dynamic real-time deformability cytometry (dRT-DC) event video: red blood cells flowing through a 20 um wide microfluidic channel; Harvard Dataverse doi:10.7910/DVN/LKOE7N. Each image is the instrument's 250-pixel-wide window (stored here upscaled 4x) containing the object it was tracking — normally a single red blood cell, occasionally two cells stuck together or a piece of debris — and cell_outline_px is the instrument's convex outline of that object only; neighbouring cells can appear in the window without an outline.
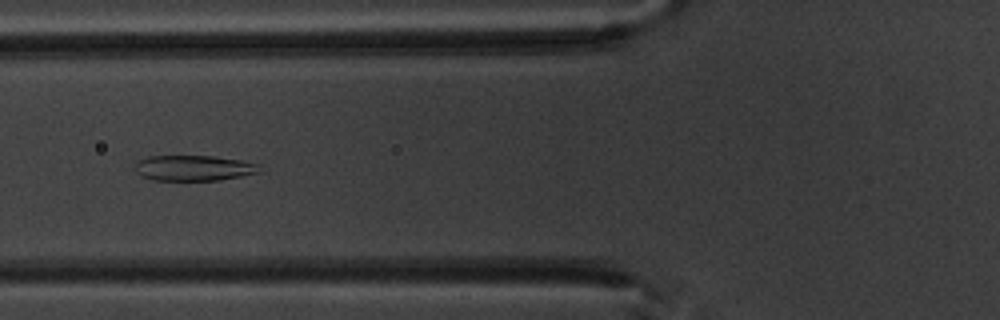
{"species": "common noctule bat (a hibernating species)", "species_latin": "Nyctalus noctula", "temperature_condition": "warm", "stored_images_in_passage": 6, "camera_frame_rate_fps": 3000, "um_per_image_px": 0.085, "animal": {"sex": "male", "body_mass_g": 20.1, "forearm_length_mm": 53.5}, "frame": {"image": 1, "passage_image": 6, "time_ms": 6.667, "image_size_px": [1000, 320], "cell_outline_px": [[260, 172], [220, 180], [152, 180], [140, 176], [132, 168], [140, 160], [148, 156], [212, 156], [240, 160], [260, 164]], "centroid_in_image_um": [16.44, 14.28], "position_along_channel_um": 109.4, "area_um2": 18.55}}